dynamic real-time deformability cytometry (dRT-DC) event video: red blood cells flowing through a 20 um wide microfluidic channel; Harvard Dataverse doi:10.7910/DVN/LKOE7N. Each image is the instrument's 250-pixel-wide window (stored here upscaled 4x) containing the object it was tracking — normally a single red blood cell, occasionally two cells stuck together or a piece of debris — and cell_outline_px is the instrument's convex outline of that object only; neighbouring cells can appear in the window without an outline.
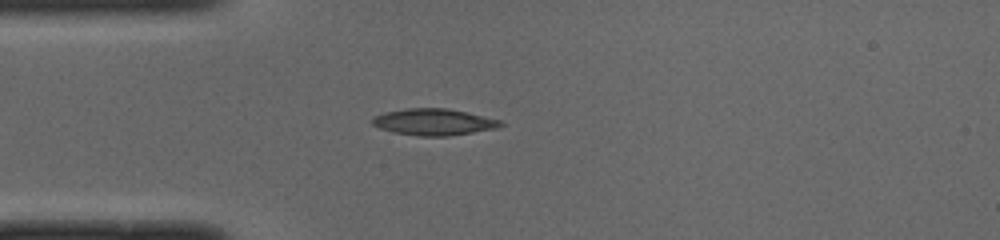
{"species": "common noctule bat (a hibernating species)", "species_latin": "Nyctalus noctula", "temperature_condition": "cold", "stored_images_in_passage": 38, "camera_frame_rate_fps": 3000, "um_per_image_px": 0.085, "animal": {"sex": "male", "body_mass_g": 19.0, "forearm_length_mm": 50.8}, "frame": {"image": 1, "passage_image": 1, "time_ms": 0.0, "image_size_px": [1000, 240], "cell_outline_px": [[504, 124], [496, 128], [448, 136], [420, 136], [392, 132], [380, 128], [372, 124], [372, 116], [404, 108], [444, 108], [464, 112], [500, 120]], "centroid_in_image_um": [36.82, 10.37], "position_along_channel_um": 48.2, "area_um2": 19.54}}
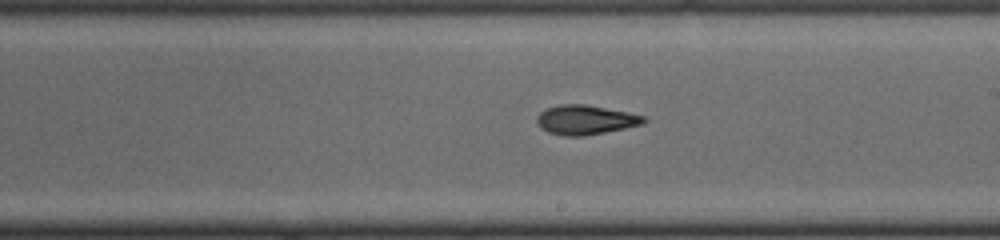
{"frame": {"image": 2, "passage_image": 16, "time_ms": 5.0, "image_size_px": [1000, 240], "cell_outline_px": [[648, 120], [644, 124], [584, 136], [564, 136], [548, 132], [540, 128], [536, 120], [536, 116], [540, 112], [548, 108], [560, 104], [584, 104], [628, 112], [644, 116]], "centroid_in_image_um": [49.76, 10.19], "position_along_channel_um": 239.2, "area_um2": 18.32}}
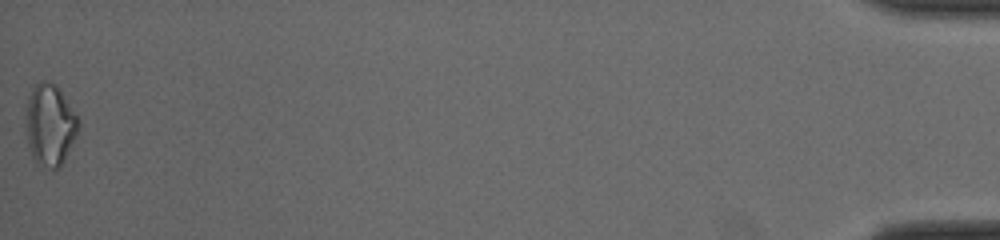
{"frame": {"image": 3, "passage_image": 38, "time_ms": 12.333, "image_size_px": [1000, 240], "cell_outline_px": [[80, 124], [76, 136], [60, 168], [52, 172], [36, 164], [32, 156], [28, 144], [24, 108], [28, 96], [32, 88], [36, 84], [44, 80], [56, 84], [60, 88], [80, 120]], "centroid_in_image_um": [4.23, 10.63], "position_along_channel_um": 431.0, "area_um2": 25.72}, "authors_computed_cell_mechanics": {"area_um2": 18.1781, "velocity_mm_per_s": 4.005, "shape_relaxation_time_tau1_ms": 5.5194, "shape_relaxation_time_tau2_ms": 4.0578, "deformation_change_tau1": 0.1913, "deformation_change_tau2": 0.1053}}